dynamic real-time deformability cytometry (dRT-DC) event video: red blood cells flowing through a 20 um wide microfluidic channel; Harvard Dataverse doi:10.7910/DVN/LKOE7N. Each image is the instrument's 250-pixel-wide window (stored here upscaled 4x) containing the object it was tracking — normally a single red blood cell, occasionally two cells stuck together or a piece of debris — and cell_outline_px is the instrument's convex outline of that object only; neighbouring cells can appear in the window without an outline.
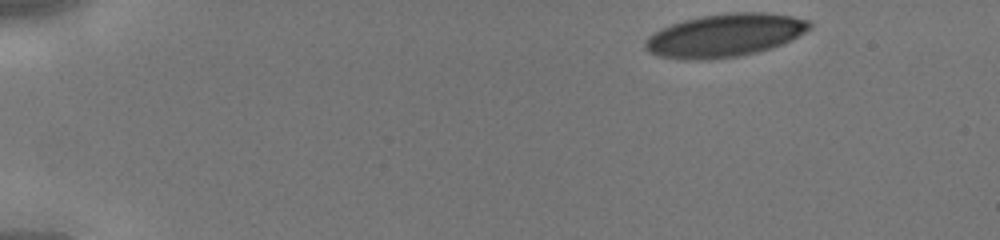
{"species": "human", "species_latin": "Homo sapiens", "temperature_condition": "cold", "stored_images_in_passage": 39, "camera_frame_rate_fps": 3000, "um_per_image_px": 0.085, "donor": {"sex": "male"}, "frame": {"image": 1, "passage_image": 1, "time_ms": 0.0, "image_size_px": [1000, 240], "cell_outline_px": [[812, 28], [772, 48], [740, 56], [700, 60], [680, 60], [656, 56], [648, 52], [644, 48], [644, 40], [648, 36], [660, 28], [684, 20], [700, 16], [728, 12], [764, 12], [792, 16], [808, 20], [812, 24]], "centroid_in_image_um": [61.55, 3.01], "position_along_channel_um": 23.5, "area_um2": 41.44}}
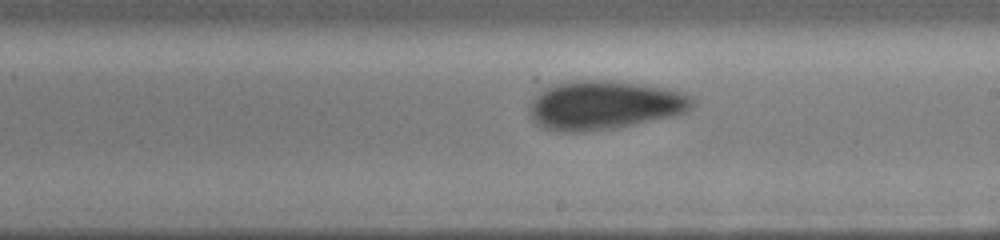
{"frame": {"image": 2, "passage_image": 22, "time_ms": 7.0, "image_size_px": [1000, 240], "cell_outline_px": [[696, 104], [692, 108], [684, 112], [672, 116], [616, 128], [580, 132], [556, 132], [540, 128], [532, 120], [528, 112], [528, 104], [540, 92], [548, 88], [568, 80], [604, 80], [668, 88], [684, 92], [692, 96], [696, 100]], "centroid_in_image_um": [51.35, 8.95], "position_along_channel_um": 237.7, "area_um2": 46.76}}
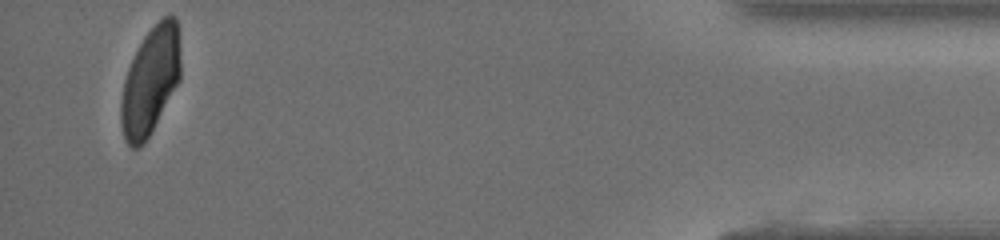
{"frame": {"image": 3, "passage_image": 38, "time_ms": 12.333, "image_size_px": [1000, 240], "cell_outline_px": [[180, 80], [148, 136], [136, 148], [132, 148], [124, 140], [120, 124], [120, 104], [124, 80], [128, 68], [144, 36], [164, 16], [176, 16], [180, 28]], "centroid_in_image_um": [12.79, 6.84], "position_along_channel_um": 422.4, "area_um2": 37.11}}